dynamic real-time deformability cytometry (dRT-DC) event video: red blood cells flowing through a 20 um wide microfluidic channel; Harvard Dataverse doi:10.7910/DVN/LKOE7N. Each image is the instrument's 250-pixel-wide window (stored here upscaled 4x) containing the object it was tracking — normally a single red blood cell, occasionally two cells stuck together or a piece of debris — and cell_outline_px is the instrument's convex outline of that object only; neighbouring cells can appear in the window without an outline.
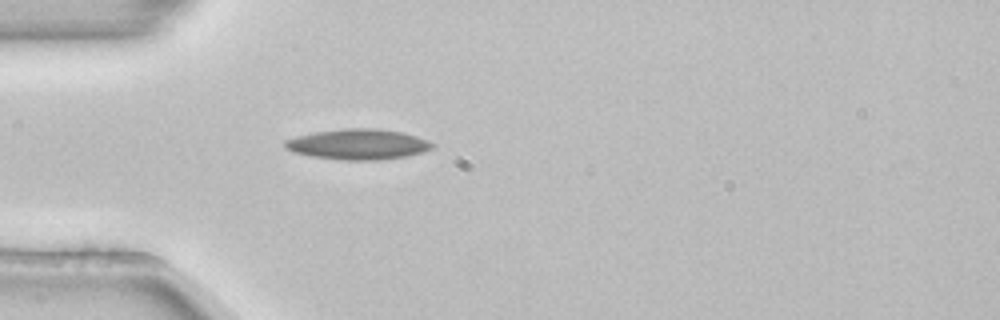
{"species": "common noctule bat (a hibernating species)", "species_latin": "Nyctalus noctula", "temperature_condition": "room temperature", "stored_images_in_passage": 3, "camera_frame_rate_fps": 3000, "um_per_image_px": 0.085, "animal": {"sex": "female", "body_mass_g": 22.7, "forearm_length_mm": 54.2}, "frame": {"image": 1, "passage_image": 3, "time_ms": 0.667, "image_size_px": [1000, 320], "cell_outline_px": [[436, 144], [432, 148], [420, 152], [404, 156], [380, 160], [348, 160], [312, 156], [292, 152], [284, 148], [284, 140], [296, 136], [316, 132], [340, 128], [376, 128], [404, 132], [428, 140]], "centroid_in_image_um": [30.42, 12.25], "position_along_channel_um": 54.6, "area_um2": 26.18}}